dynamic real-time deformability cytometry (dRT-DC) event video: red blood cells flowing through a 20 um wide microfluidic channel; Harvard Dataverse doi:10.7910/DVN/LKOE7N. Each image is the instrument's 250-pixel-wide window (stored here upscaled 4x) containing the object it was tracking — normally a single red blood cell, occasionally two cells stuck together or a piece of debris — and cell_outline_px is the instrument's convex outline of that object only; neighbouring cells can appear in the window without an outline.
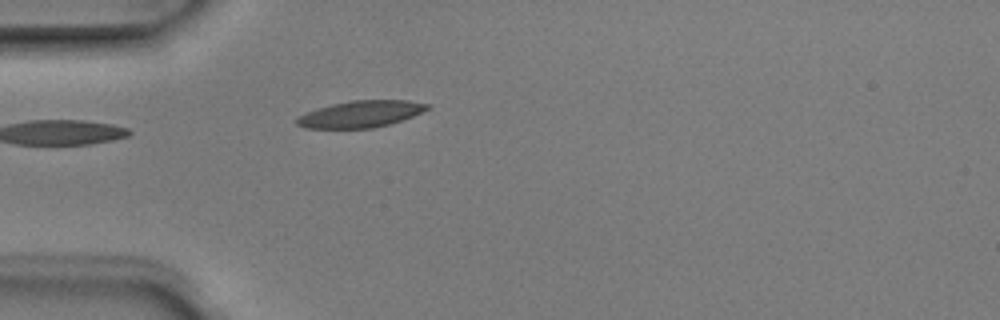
{"species": "Egyptian fruit bat (a non-hibernating species)", "species_latin": "Rousettus aegyptiacus", "temperature_condition": "room temperature", "stored_images_in_passage": 5, "camera_frame_rate_fps": 3000, "um_per_image_px": 0.085, "animal": {"sex": "male"}, "frame": {"image": 1, "passage_image": 5, "time_ms": 1.333, "image_size_px": [1000, 320], "cell_outline_px": [[432, 104], [428, 108], [412, 116], [388, 124], [372, 128], [304, 128], [296, 124], [296, 120], [300, 116], [316, 108], [332, 104], [352, 100], [408, 100]], "centroid_in_image_um": [30.65, 9.68], "position_along_channel_um": 54.3, "area_um2": 20.06}}